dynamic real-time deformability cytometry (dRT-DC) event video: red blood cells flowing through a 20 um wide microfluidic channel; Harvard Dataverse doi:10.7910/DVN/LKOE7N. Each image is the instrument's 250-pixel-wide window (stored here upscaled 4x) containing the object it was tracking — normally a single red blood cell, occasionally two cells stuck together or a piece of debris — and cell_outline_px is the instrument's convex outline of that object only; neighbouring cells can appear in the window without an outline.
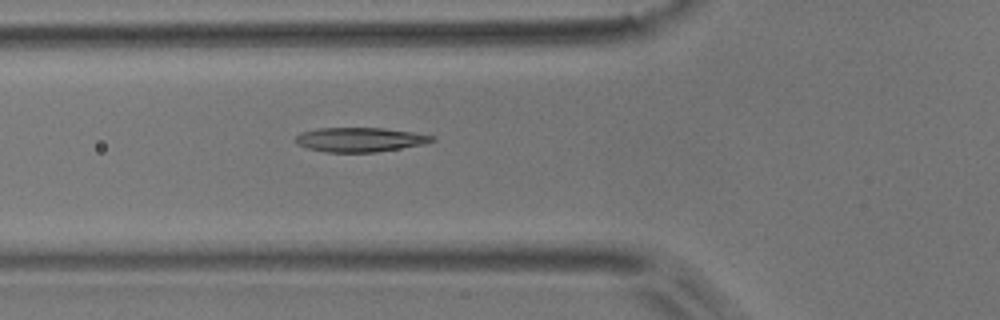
{"species": "common noctule bat (a hibernating species)", "species_latin": "Nyctalus noctula", "temperature_condition": "room temperature", "stored_images_in_passage": 6, "camera_frame_rate_fps": 3000, "um_per_image_px": 0.085, "animal": {"sex": "male", "body_mass_g": 17.9}, "frame": {"image": 1, "passage_image": 6, "time_ms": 1.667, "image_size_px": [1000, 320], "cell_outline_px": [[436, 140], [424, 144], [376, 152], [324, 152], [308, 148], [296, 144], [296, 136], [300, 132], [316, 128], [384, 128], [412, 132], [436, 136]], "centroid_in_image_um": [30.59, 11.86], "position_along_channel_um": 95.2, "area_um2": 19.42}}